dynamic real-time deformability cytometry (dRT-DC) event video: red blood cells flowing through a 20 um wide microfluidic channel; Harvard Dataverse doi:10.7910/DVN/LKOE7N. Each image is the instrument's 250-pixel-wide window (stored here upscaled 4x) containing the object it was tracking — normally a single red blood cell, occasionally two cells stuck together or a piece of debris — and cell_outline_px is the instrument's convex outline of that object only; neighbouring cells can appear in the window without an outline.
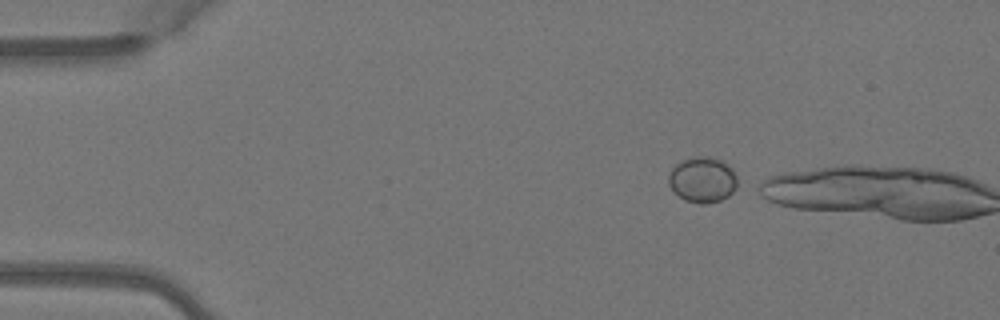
{"species": "Egyptian fruit bat (a non-hibernating species)", "species_latin": "Rousettus aegyptiacus", "temperature_condition": "warm", "stored_images_in_passage": 2, "camera_frame_rate_fps": 3000, "um_per_image_px": 0.085, "animal": {"sex": "female"}, "frame": {"image": 1, "passage_image": 1, "time_ms": 0.0, "image_size_px": [1000, 320], "cell_outline_px": [[740, 188], [728, 196], [720, 200], [708, 204], [700, 204], [684, 200], [668, 184], [668, 176], [672, 168], [676, 164], [684, 160], [696, 156], [708, 156], [724, 160], [732, 168], [736, 176]], "centroid_in_image_um": [59.77, 15.28], "position_along_channel_um": 25.2, "area_um2": 18.61}}